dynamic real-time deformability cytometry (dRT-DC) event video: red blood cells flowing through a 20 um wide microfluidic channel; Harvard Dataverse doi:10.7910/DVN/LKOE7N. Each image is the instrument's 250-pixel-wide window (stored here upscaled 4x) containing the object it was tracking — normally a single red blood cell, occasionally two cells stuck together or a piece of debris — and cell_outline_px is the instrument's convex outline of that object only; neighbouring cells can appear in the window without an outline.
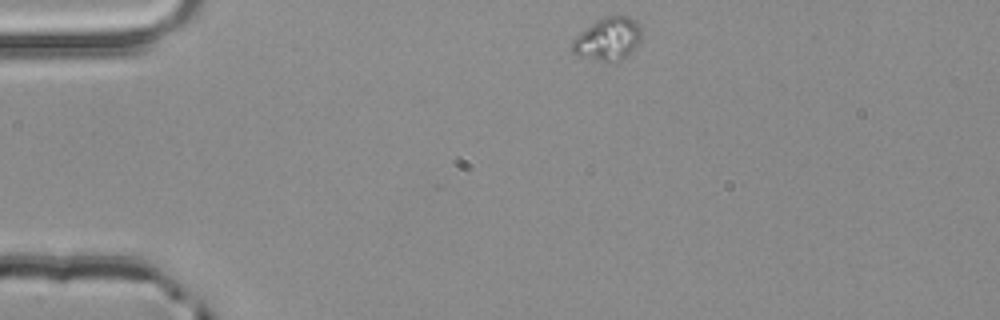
{"species": "common noctule bat (a hibernating species)", "species_latin": "Nyctalus noctula", "temperature_condition": "room temperature", "stored_images_in_passage": 2, "camera_frame_rate_fps": 3000, "um_per_image_px": 0.085, "animal": {"sex": "male", "body_mass_g": 20.4}, "frame": {"image": 1, "passage_image": 1, "time_ms": 0.0, "image_size_px": [1000, 320], "cell_outline_px": [[640, 40], [632, 52], [628, 56], [616, 64], [576, 56], [572, 52], [572, 40], [580, 32], [604, 16], [628, 16], [636, 20], [640, 28]], "centroid_in_image_um": [51.67, 3.36], "position_along_channel_um": 33.3, "area_um2": 17.57}}